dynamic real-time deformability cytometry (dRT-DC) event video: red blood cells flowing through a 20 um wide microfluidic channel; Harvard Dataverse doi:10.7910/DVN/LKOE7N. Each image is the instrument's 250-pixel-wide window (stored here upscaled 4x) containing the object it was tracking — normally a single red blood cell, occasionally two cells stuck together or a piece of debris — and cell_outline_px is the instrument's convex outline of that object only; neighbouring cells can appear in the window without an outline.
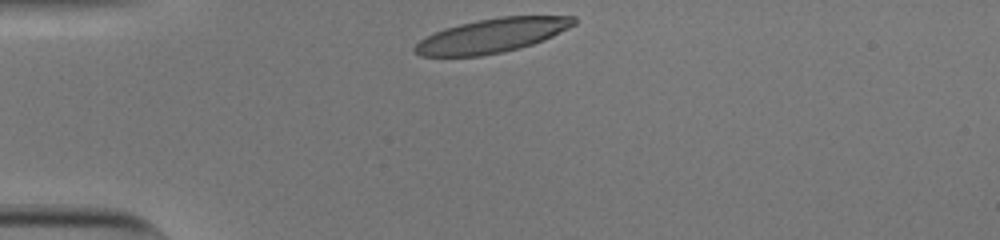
{"species": "human", "species_latin": "Homo sapiens", "temperature_condition": "cold", "stored_images_in_passage": 31, "camera_frame_rate_fps": 3000, "um_per_image_px": 0.085, "donor": {"sex": "male"}, "frame": {"image": 1, "passage_image": 1, "time_ms": 0.0, "image_size_px": [1000, 240], "cell_outline_px": [[576, 24], [544, 40], [520, 48], [504, 52], [480, 56], [420, 56], [412, 52], [412, 48], [420, 40], [444, 28], [476, 20], [500, 16], [576, 16]], "centroid_in_image_um": [41.81, 3.03], "position_along_channel_um": 43.2, "area_um2": 31.67}}
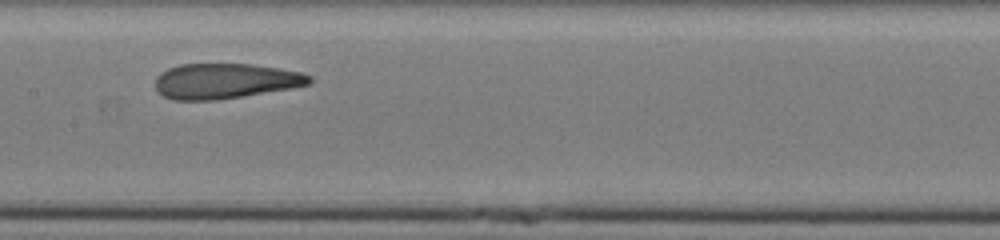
{"frame": {"image": 2, "passage_image": 15, "time_ms": 4.667, "image_size_px": [1000, 240], "cell_outline_px": [[312, 80], [308, 84], [292, 88], [240, 96], [212, 100], [172, 100], [164, 96], [156, 88], [156, 76], [160, 72], [168, 68], [180, 64], [252, 64], [280, 68], [300, 72], [312, 76]], "centroid_in_image_um": [19.13, 6.87], "position_along_channel_um": 188.3, "area_um2": 31.5}}
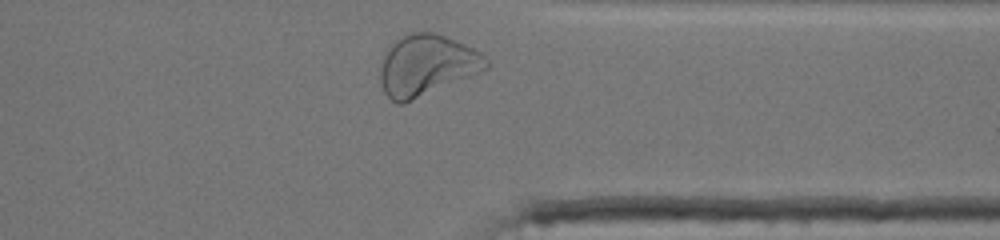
{"frame": {"image": 3, "passage_image": 30, "time_ms": 9.667, "image_size_px": [1000, 240], "cell_outline_px": [[488, 68], [480, 72], [404, 104], [396, 104], [384, 92], [380, 80], [380, 68], [384, 56], [392, 44], [396, 40], [412, 32], [432, 32], [456, 40], [480, 52], [488, 60]], "centroid_in_image_um": [36.26, 5.56], "position_along_channel_um": 375.1, "area_um2": 37.22}, "authors_computed_cell_mechanics": {"area_um2": 32.4258, "velocity_mm_per_s": 3.7748, "shape_relaxation_time_tau1_ms": 5.591, "shape_relaxation_time_tau2_ms": 1.3366, "deformation_change_tau1": 0.2446, "deformation_change_tau2": 0.0917}}